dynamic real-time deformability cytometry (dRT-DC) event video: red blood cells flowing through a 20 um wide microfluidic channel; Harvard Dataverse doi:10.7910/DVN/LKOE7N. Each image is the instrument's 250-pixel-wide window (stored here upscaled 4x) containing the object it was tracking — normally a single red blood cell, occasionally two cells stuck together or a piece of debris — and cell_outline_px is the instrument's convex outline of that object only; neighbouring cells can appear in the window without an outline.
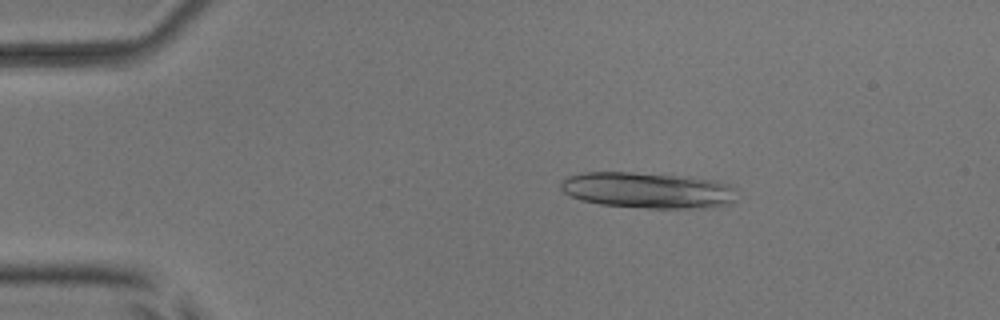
{"species": "common noctule bat (a hibernating species)", "species_latin": "Nyctalus noctula", "temperature_condition": "room temperature", "stored_images_in_passage": 5, "camera_frame_rate_fps": 3000, "um_per_image_px": 0.085, "animal": {"sex": "male", "body_mass_g": 17.9, "forearm_length_mm": 54.2}, "frame": {"image": 1, "passage_image": 2, "time_ms": 2.0, "image_size_px": [1000, 320], "cell_outline_px": [[736, 200], [732, 204], [712, 208], [644, 208], [600, 204], [580, 200], [564, 192], [560, 188], [560, 184], [568, 176], [584, 172], [632, 172], [688, 176], [716, 180], [732, 184]], "centroid_in_image_um": [55.13, 16.17], "position_along_channel_um": 29.9, "area_um2": 37.45}}